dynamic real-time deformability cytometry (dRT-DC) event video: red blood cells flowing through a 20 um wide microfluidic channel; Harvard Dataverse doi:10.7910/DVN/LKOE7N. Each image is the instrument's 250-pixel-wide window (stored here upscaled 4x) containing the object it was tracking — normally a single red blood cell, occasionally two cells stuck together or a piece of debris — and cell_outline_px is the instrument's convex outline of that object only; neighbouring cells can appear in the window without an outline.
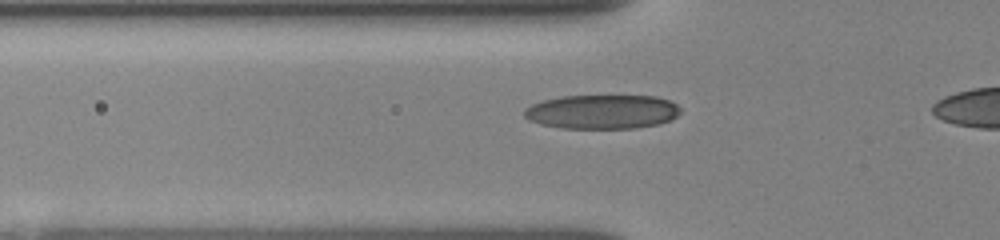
{"species": "human", "species_latin": "Homo sapiens", "temperature_condition": "room temperature", "stored_images_in_passage": 20, "camera_frame_rate_fps": 3000, "um_per_image_px": 0.085, "donor": {"sex": "female"}, "frame": {"image": 1, "passage_image": 6, "time_ms": 3.0, "image_size_px": [1000, 240], "cell_outline_px": [[680, 112], [672, 120], [660, 124], [636, 128], [560, 128], [540, 124], [528, 120], [524, 116], [524, 108], [532, 104], [544, 100], [560, 96], [656, 96], [668, 100], [676, 104], [680, 108]], "centroid_in_image_um": [51.18, 9.5], "position_along_channel_um": 74.6, "area_um2": 31.27}}
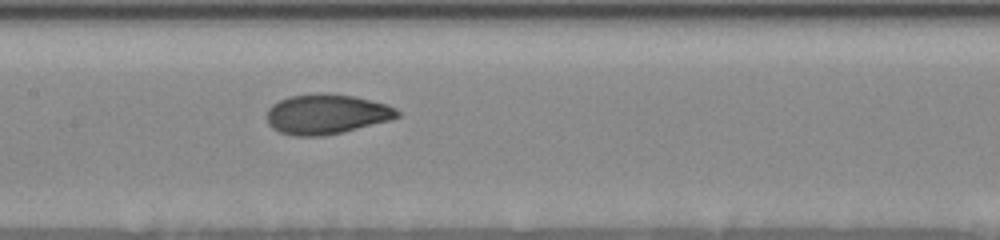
{"frame": {"image": 2, "passage_image": 12, "time_ms": 5.667, "image_size_px": [1000, 240], "cell_outline_px": [[400, 116], [388, 120], [324, 136], [292, 136], [280, 132], [272, 128], [268, 124], [268, 108], [272, 104], [288, 96], [316, 92], [328, 92], [352, 96], [388, 104], [396, 108], [400, 112]], "centroid_in_image_um": [27.72, 9.68], "position_along_channel_um": 179.7, "area_um2": 30.4}}
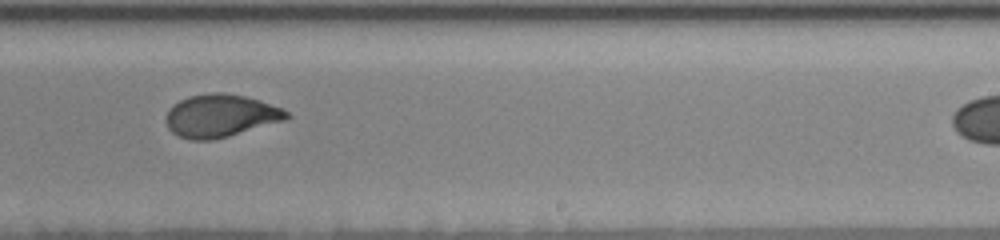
{"frame": {"image": 3, "passage_image": 17, "time_ms": 8.0, "image_size_px": [1000, 240], "cell_outline_px": [[292, 116], [288, 120], [228, 136], [212, 140], [188, 140], [172, 132], [168, 128], [168, 108], [172, 104], [188, 96], [212, 92], [224, 92], [244, 96], [260, 100], [284, 108]], "centroid_in_image_um": [18.8, 9.83], "position_along_channel_um": 270.2, "area_um2": 30.29}}